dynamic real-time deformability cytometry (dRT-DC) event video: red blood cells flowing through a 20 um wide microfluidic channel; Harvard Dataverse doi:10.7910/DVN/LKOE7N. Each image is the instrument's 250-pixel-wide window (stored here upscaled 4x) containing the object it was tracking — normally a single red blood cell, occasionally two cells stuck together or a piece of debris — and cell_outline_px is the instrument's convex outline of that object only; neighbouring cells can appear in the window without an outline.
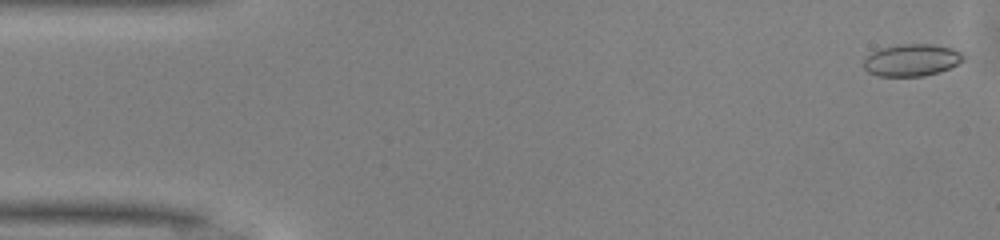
{"species": "common noctule bat (a hibernating species)", "species_latin": "Nyctalus noctula", "temperature_condition": "warm", "stored_images_in_passage": 39, "camera_frame_rate_fps": 3000, "um_per_image_px": 0.085, "animal": {"sex": "male", "body_mass_g": 13.0, "forearm_length_mm": 53.1}, "frame": {"image": 1, "passage_image": 1, "time_ms": 0.0, "image_size_px": [1000, 240], "cell_outline_px": [[964, 60], [940, 72], [924, 76], [876, 76], [868, 72], [864, 68], [864, 60], [872, 52], [880, 48], [900, 44], [932, 44], [952, 48], [960, 52], [964, 56]], "centroid_in_image_um": [77.48, 5.11], "position_along_channel_um": 7.5, "area_um2": 18.61}}
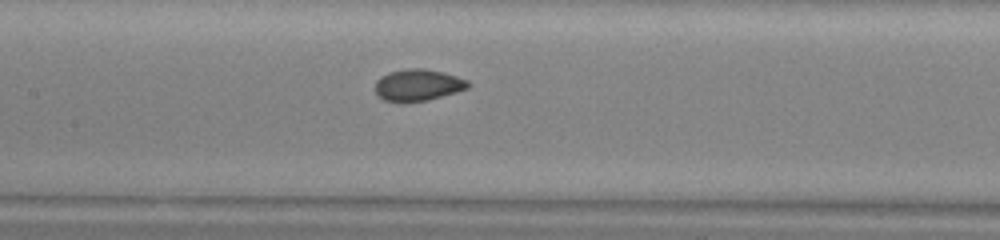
{"frame": {"image": 2, "passage_image": 22, "time_ms": 7.0, "image_size_px": [1000, 240], "cell_outline_px": [[472, 84], [468, 88], [456, 92], [428, 100], [384, 100], [376, 92], [376, 80], [380, 76], [388, 72], [404, 68], [424, 68], [444, 72], [468, 80]], "centroid_in_image_um": [35.56, 7.18], "position_along_channel_um": 171.8, "area_um2": 16.94}}
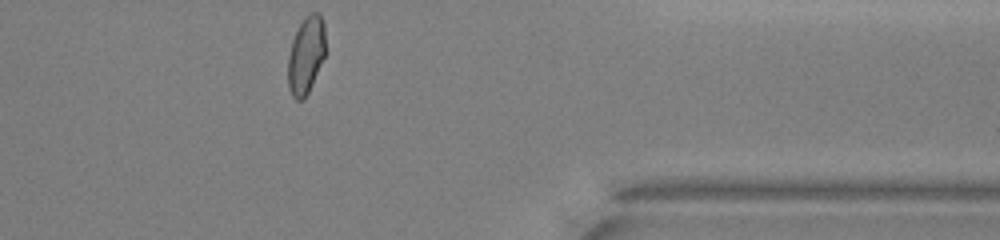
{"frame": {"image": 3, "passage_image": 39, "time_ms": 12.667, "image_size_px": [1000, 240], "cell_outline_px": [[324, 56], [308, 92], [304, 100], [296, 100], [292, 96], [288, 88], [288, 56], [292, 40], [304, 16], [312, 12], [316, 12], [320, 16], [324, 24]], "centroid_in_image_um": [25.98, 4.7], "position_along_channel_um": 385.4, "area_um2": 16.65}, "authors_computed_cell_mechanics": {"area_um2": 17.2244, "velocity_mm_per_s": 4.1573, "shape_relaxation_time_tau1_ms": 4.6897, "shape_relaxation_time_tau2_ms": 0.9646, "deformation_change_tau1": 0.112, "deformation_change_tau2": 0.0343}}